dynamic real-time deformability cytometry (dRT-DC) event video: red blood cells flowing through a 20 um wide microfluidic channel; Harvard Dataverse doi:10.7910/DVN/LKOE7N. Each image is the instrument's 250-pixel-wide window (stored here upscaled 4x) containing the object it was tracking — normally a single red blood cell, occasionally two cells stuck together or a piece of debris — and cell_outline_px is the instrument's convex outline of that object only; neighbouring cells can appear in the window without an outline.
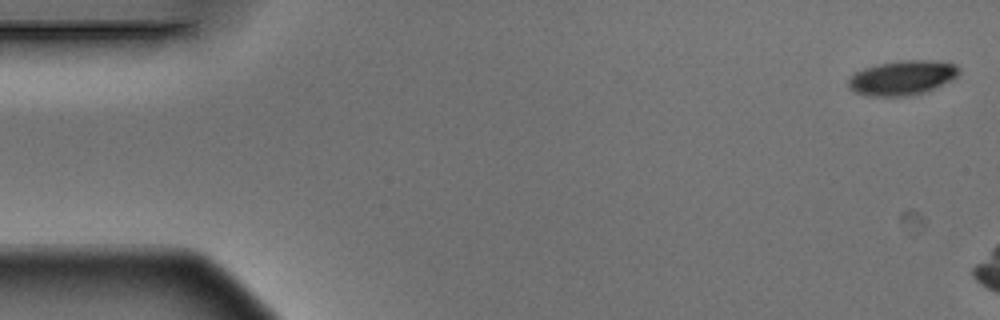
{"species": "Egyptian fruit bat (a non-hibernating species)", "species_latin": "Rousettus aegyptiacus", "temperature_condition": "warm", "stored_images_in_passage": 6, "segment_of_instrument_passage": [2, 2], "camera_frame_rate_fps": 3000, "um_per_image_px": 0.085, "animal": {"sex": "male"}, "frame": {"image": 1, "passage_image": 6, "time_ms": 1.667, "image_size_px": [1000, 320], "cell_outline_px": [[960, 72], [952, 80], [924, 92], [904, 96], [868, 96], [852, 92], [848, 88], [848, 80], [856, 72], [864, 68], [880, 64], [900, 60], [932, 60], [956, 64], [960, 68]], "centroid_in_image_um": [76.68, 6.61], "position_along_channel_um": 8.3, "area_um2": 22.25}}